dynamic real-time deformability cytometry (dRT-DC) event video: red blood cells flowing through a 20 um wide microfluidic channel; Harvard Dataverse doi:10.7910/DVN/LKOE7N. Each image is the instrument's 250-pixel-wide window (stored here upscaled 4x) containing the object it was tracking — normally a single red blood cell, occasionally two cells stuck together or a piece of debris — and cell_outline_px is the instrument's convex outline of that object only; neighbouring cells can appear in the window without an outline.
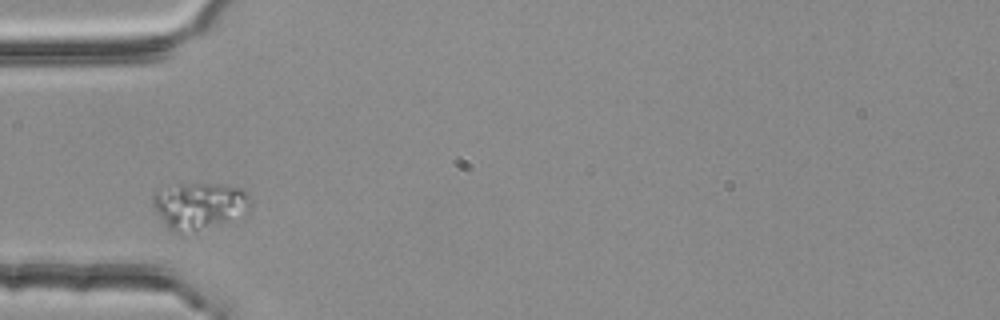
{"species": "common noctule bat (a hibernating species)", "species_latin": "Nyctalus noctula", "temperature_condition": "room temperature", "stored_images_in_passage": 2, "camera_frame_rate_fps": 3000, "um_per_image_px": 0.085, "animal": {"sex": "female", "body_mass_g": 25.1}, "frame": {"image": 1, "passage_image": 1, "time_ms": 0.0, "image_size_px": [1000, 320], "cell_outline_px": [[248, 212], [184, 236], [180, 236], [172, 232], [168, 228], [152, 204], [152, 196], [156, 192], [180, 184], [220, 184], [240, 188], [248, 192]], "centroid_in_image_um": [16.9, 17.52], "position_along_channel_um": 68.1, "area_um2": 26.3}}
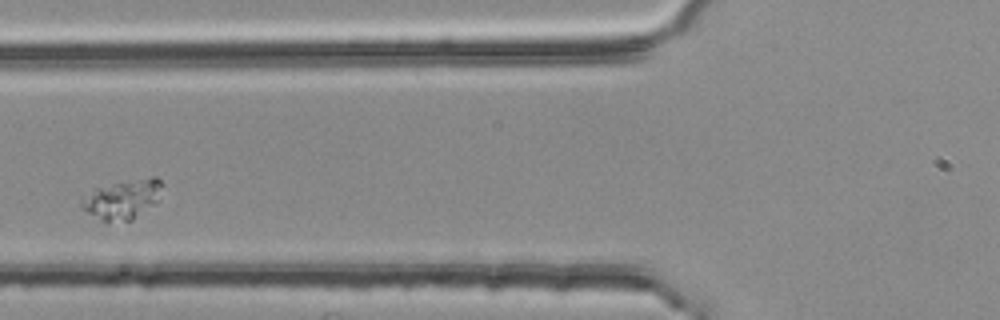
{"frame": {"image": 2, "passage_image": 2, "time_ms": 0.333, "image_size_px": [1000, 320], "cell_outline_px": [[164, 184], [160, 200], [156, 204], [132, 220], [108, 224], [104, 224], [80, 208], [80, 196], [96, 188], [152, 176], [156, 176]], "centroid_in_image_um": [10.4, 16.99], "position_along_channel_um": 115.4, "area_um2": 19.25}}